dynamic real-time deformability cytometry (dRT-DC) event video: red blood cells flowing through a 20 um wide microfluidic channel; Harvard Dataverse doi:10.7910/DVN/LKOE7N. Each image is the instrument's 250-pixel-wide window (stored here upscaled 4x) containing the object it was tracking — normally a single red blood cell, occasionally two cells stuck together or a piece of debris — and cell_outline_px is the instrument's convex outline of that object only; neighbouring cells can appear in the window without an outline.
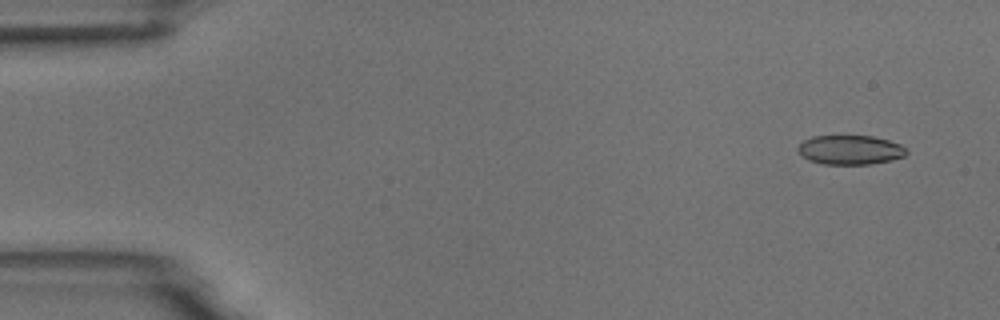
{"species": "common noctule bat (a hibernating species)", "species_latin": "Nyctalus noctula", "temperature_condition": "room temperature", "stored_images_in_passage": 6, "camera_frame_rate_fps": 3000, "um_per_image_px": 0.085, "animal": {"sex": "male", "body_mass_g": 18.8}, "frame": {"image": 1, "passage_image": 1, "time_ms": 0.0, "image_size_px": [1000, 320], "cell_outline_px": [[908, 152], [904, 156], [888, 160], [868, 164], [824, 164], [808, 160], [796, 148], [804, 140], [812, 136], [872, 136], [888, 140], [900, 144]], "centroid_in_image_um": [72.24, 12.73], "position_along_channel_um": 12.8, "area_um2": 18.26}}
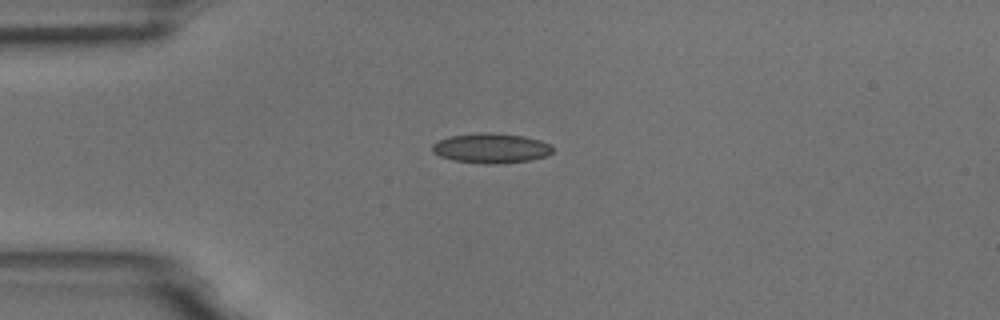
{"frame": {"image": 2, "passage_image": 4, "time_ms": 3.333, "image_size_px": [1000, 320], "cell_outline_px": [[552, 152], [548, 156], [528, 160], [500, 164], [484, 164], [452, 160], [440, 156], [432, 152], [432, 144], [448, 136], [476, 132], [492, 132], [524, 136], [540, 140], [552, 144]], "centroid_in_image_um": [41.74, 12.59], "position_along_channel_um": 43.3, "area_um2": 21.27}}